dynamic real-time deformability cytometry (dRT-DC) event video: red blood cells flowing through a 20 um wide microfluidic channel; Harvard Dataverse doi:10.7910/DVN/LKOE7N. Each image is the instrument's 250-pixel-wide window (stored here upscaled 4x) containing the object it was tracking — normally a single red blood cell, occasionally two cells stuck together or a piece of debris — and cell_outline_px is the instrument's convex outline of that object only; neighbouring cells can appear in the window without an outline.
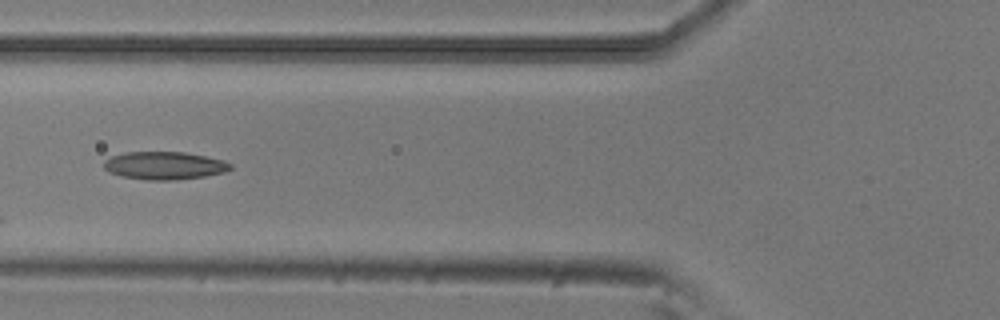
{"species": "common noctule bat (a hibernating species)", "species_latin": "Nyctalus noctula", "temperature_condition": "room temperature", "stored_images_in_passage": 8, "camera_frame_rate_fps": 3000, "um_per_image_px": 0.085, "animal": {"sex": "male", "body_mass_g": 20.5, "forearm_length_mm": 52.5}, "frame": {"image": 1, "passage_image": 4, "time_ms": 1.0, "image_size_px": [1000, 320], "cell_outline_px": [[232, 168], [224, 172], [204, 176], [176, 180], [148, 180], [120, 176], [108, 172], [104, 168], [104, 160], [112, 156], [124, 152], [184, 152], [224, 160], [232, 164]], "centroid_in_image_um": [13.96, 14.07], "position_along_channel_um": 111.8, "area_um2": 20.58}}
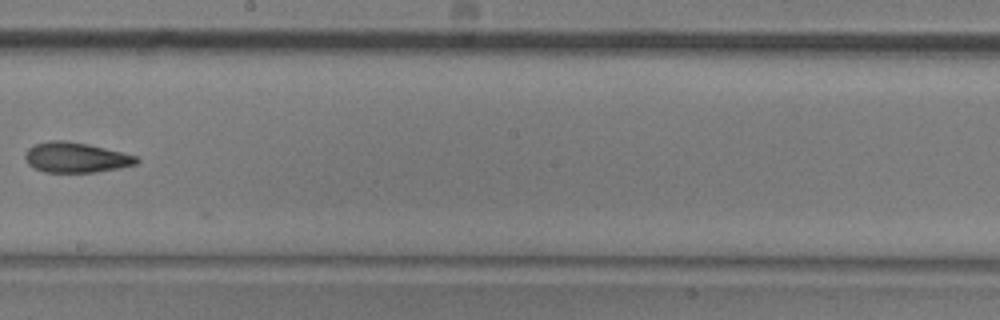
{"frame": {"image": 2, "passage_image": 7, "time_ms": 2.0, "image_size_px": [1000, 320], "cell_outline_px": [[140, 160], [136, 164], [120, 168], [96, 172], [44, 172], [28, 164], [24, 156], [24, 152], [28, 148], [36, 144], [48, 140], [64, 140], [88, 144], [136, 156]], "centroid_in_image_um": [6.42, 13.38], "position_along_channel_um": 241.8, "area_um2": 19.54}}
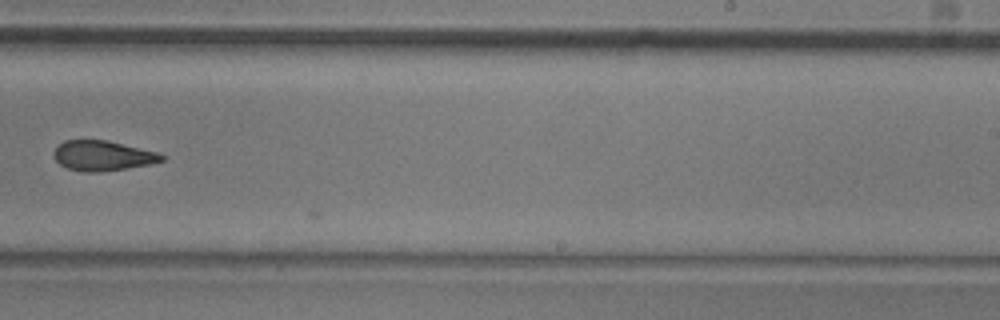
{"frame": {"image": 3, "passage_image": 8, "time_ms": 2.333, "image_size_px": [1000, 320], "cell_outline_px": [[164, 160], [148, 164], [100, 172], [84, 172], [68, 168], [60, 164], [56, 160], [52, 152], [64, 140], [108, 140], [156, 152], [164, 156]], "centroid_in_image_um": [8.69, 13.23], "position_along_channel_um": 280.3, "area_um2": 18.61}}